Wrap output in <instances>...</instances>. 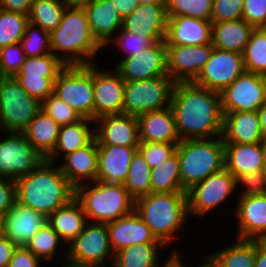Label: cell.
Wrapping results in <instances>:
<instances>
[{
    "label": "cell",
    "mask_w": 266,
    "mask_h": 267,
    "mask_svg": "<svg viewBox=\"0 0 266 267\" xmlns=\"http://www.w3.org/2000/svg\"><path fill=\"white\" fill-rule=\"evenodd\" d=\"M170 106L180 140L222 136L224 114L220 93L194 82L174 84Z\"/></svg>",
    "instance_id": "6da1fadb"
},
{
    "label": "cell",
    "mask_w": 266,
    "mask_h": 267,
    "mask_svg": "<svg viewBox=\"0 0 266 267\" xmlns=\"http://www.w3.org/2000/svg\"><path fill=\"white\" fill-rule=\"evenodd\" d=\"M16 202L48 217L75 198V187L57 163L43 160L27 175L15 180Z\"/></svg>",
    "instance_id": "7a4b0ae2"
},
{
    "label": "cell",
    "mask_w": 266,
    "mask_h": 267,
    "mask_svg": "<svg viewBox=\"0 0 266 267\" xmlns=\"http://www.w3.org/2000/svg\"><path fill=\"white\" fill-rule=\"evenodd\" d=\"M51 53L66 66L94 64L104 47L92 34L83 7L67 6L62 21L50 33Z\"/></svg>",
    "instance_id": "3957f363"
},
{
    "label": "cell",
    "mask_w": 266,
    "mask_h": 267,
    "mask_svg": "<svg viewBox=\"0 0 266 267\" xmlns=\"http://www.w3.org/2000/svg\"><path fill=\"white\" fill-rule=\"evenodd\" d=\"M135 212L165 248L173 244L177 234L184 237L189 222L186 193H150L139 197L135 200Z\"/></svg>",
    "instance_id": "277c9868"
},
{
    "label": "cell",
    "mask_w": 266,
    "mask_h": 267,
    "mask_svg": "<svg viewBox=\"0 0 266 267\" xmlns=\"http://www.w3.org/2000/svg\"><path fill=\"white\" fill-rule=\"evenodd\" d=\"M75 199L89 222L107 224L135 211V199L124 184L83 183L75 187Z\"/></svg>",
    "instance_id": "5b68a950"
},
{
    "label": "cell",
    "mask_w": 266,
    "mask_h": 267,
    "mask_svg": "<svg viewBox=\"0 0 266 267\" xmlns=\"http://www.w3.org/2000/svg\"><path fill=\"white\" fill-rule=\"evenodd\" d=\"M180 161V176L186 192L212 173L225 167L222 136L209 139L182 140L176 147Z\"/></svg>",
    "instance_id": "8992f818"
},
{
    "label": "cell",
    "mask_w": 266,
    "mask_h": 267,
    "mask_svg": "<svg viewBox=\"0 0 266 267\" xmlns=\"http://www.w3.org/2000/svg\"><path fill=\"white\" fill-rule=\"evenodd\" d=\"M41 110L15 77H0V132H23ZM3 130V131H2Z\"/></svg>",
    "instance_id": "52a82bcc"
},
{
    "label": "cell",
    "mask_w": 266,
    "mask_h": 267,
    "mask_svg": "<svg viewBox=\"0 0 266 267\" xmlns=\"http://www.w3.org/2000/svg\"><path fill=\"white\" fill-rule=\"evenodd\" d=\"M53 94L81 118L94 120L93 64L66 66L54 82Z\"/></svg>",
    "instance_id": "ba28073f"
},
{
    "label": "cell",
    "mask_w": 266,
    "mask_h": 267,
    "mask_svg": "<svg viewBox=\"0 0 266 267\" xmlns=\"http://www.w3.org/2000/svg\"><path fill=\"white\" fill-rule=\"evenodd\" d=\"M236 191V178L225 167L212 173L186 191L190 218L195 216L203 220L206 214L209 216L208 213L217 211L221 204L232 198Z\"/></svg>",
    "instance_id": "9c48e42d"
},
{
    "label": "cell",
    "mask_w": 266,
    "mask_h": 267,
    "mask_svg": "<svg viewBox=\"0 0 266 267\" xmlns=\"http://www.w3.org/2000/svg\"><path fill=\"white\" fill-rule=\"evenodd\" d=\"M63 260L99 267H112L114 253L106 224L87 222L83 231L67 245ZM108 264V265H107Z\"/></svg>",
    "instance_id": "30bf717a"
},
{
    "label": "cell",
    "mask_w": 266,
    "mask_h": 267,
    "mask_svg": "<svg viewBox=\"0 0 266 267\" xmlns=\"http://www.w3.org/2000/svg\"><path fill=\"white\" fill-rule=\"evenodd\" d=\"M174 84L170 77L125 82L123 113L137 117L169 107Z\"/></svg>",
    "instance_id": "8fae6325"
},
{
    "label": "cell",
    "mask_w": 266,
    "mask_h": 267,
    "mask_svg": "<svg viewBox=\"0 0 266 267\" xmlns=\"http://www.w3.org/2000/svg\"><path fill=\"white\" fill-rule=\"evenodd\" d=\"M4 134L6 138H0V177L15 181L34 170L45 158L23 132Z\"/></svg>",
    "instance_id": "7c38bea8"
},
{
    "label": "cell",
    "mask_w": 266,
    "mask_h": 267,
    "mask_svg": "<svg viewBox=\"0 0 266 267\" xmlns=\"http://www.w3.org/2000/svg\"><path fill=\"white\" fill-rule=\"evenodd\" d=\"M220 96L223 114L257 111L266 102V76L244 71Z\"/></svg>",
    "instance_id": "4fadbf2b"
},
{
    "label": "cell",
    "mask_w": 266,
    "mask_h": 267,
    "mask_svg": "<svg viewBox=\"0 0 266 267\" xmlns=\"http://www.w3.org/2000/svg\"><path fill=\"white\" fill-rule=\"evenodd\" d=\"M245 71L243 55L214 47L194 83L221 93Z\"/></svg>",
    "instance_id": "5bb4252c"
},
{
    "label": "cell",
    "mask_w": 266,
    "mask_h": 267,
    "mask_svg": "<svg viewBox=\"0 0 266 267\" xmlns=\"http://www.w3.org/2000/svg\"><path fill=\"white\" fill-rule=\"evenodd\" d=\"M114 69L125 82L169 77L165 40L154 43L136 56L119 60Z\"/></svg>",
    "instance_id": "9a60e30c"
},
{
    "label": "cell",
    "mask_w": 266,
    "mask_h": 267,
    "mask_svg": "<svg viewBox=\"0 0 266 267\" xmlns=\"http://www.w3.org/2000/svg\"><path fill=\"white\" fill-rule=\"evenodd\" d=\"M93 64L94 121L106 115L122 114L125 81L113 68L100 70Z\"/></svg>",
    "instance_id": "2e32d148"
},
{
    "label": "cell",
    "mask_w": 266,
    "mask_h": 267,
    "mask_svg": "<svg viewBox=\"0 0 266 267\" xmlns=\"http://www.w3.org/2000/svg\"><path fill=\"white\" fill-rule=\"evenodd\" d=\"M167 73L175 82H193L214 50L212 43L197 46H166Z\"/></svg>",
    "instance_id": "e0dca14e"
},
{
    "label": "cell",
    "mask_w": 266,
    "mask_h": 267,
    "mask_svg": "<svg viewBox=\"0 0 266 267\" xmlns=\"http://www.w3.org/2000/svg\"><path fill=\"white\" fill-rule=\"evenodd\" d=\"M237 200L232 212L238 227L235 238L266 240V195L237 196Z\"/></svg>",
    "instance_id": "ac0fdd59"
},
{
    "label": "cell",
    "mask_w": 266,
    "mask_h": 267,
    "mask_svg": "<svg viewBox=\"0 0 266 267\" xmlns=\"http://www.w3.org/2000/svg\"><path fill=\"white\" fill-rule=\"evenodd\" d=\"M97 145H120L138 147L139 126L136 116L114 114L99 117L94 121Z\"/></svg>",
    "instance_id": "d6986e66"
},
{
    "label": "cell",
    "mask_w": 266,
    "mask_h": 267,
    "mask_svg": "<svg viewBox=\"0 0 266 267\" xmlns=\"http://www.w3.org/2000/svg\"><path fill=\"white\" fill-rule=\"evenodd\" d=\"M47 223V217L16 202L0 219L2 235L24 246Z\"/></svg>",
    "instance_id": "ffe728a7"
},
{
    "label": "cell",
    "mask_w": 266,
    "mask_h": 267,
    "mask_svg": "<svg viewBox=\"0 0 266 267\" xmlns=\"http://www.w3.org/2000/svg\"><path fill=\"white\" fill-rule=\"evenodd\" d=\"M166 46L212 43V22L189 16H168Z\"/></svg>",
    "instance_id": "44dd1931"
},
{
    "label": "cell",
    "mask_w": 266,
    "mask_h": 267,
    "mask_svg": "<svg viewBox=\"0 0 266 267\" xmlns=\"http://www.w3.org/2000/svg\"><path fill=\"white\" fill-rule=\"evenodd\" d=\"M113 253L138 243H161L149 226L134 211L120 219L106 224Z\"/></svg>",
    "instance_id": "7402d4cb"
},
{
    "label": "cell",
    "mask_w": 266,
    "mask_h": 267,
    "mask_svg": "<svg viewBox=\"0 0 266 267\" xmlns=\"http://www.w3.org/2000/svg\"><path fill=\"white\" fill-rule=\"evenodd\" d=\"M97 147L98 172L96 180L106 183L124 184L137 147L120 145H97Z\"/></svg>",
    "instance_id": "603a6c76"
},
{
    "label": "cell",
    "mask_w": 266,
    "mask_h": 267,
    "mask_svg": "<svg viewBox=\"0 0 266 267\" xmlns=\"http://www.w3.org/2000/svg\"><path fill=\"white\" fill-rule=\"evenodd\" d=\"M167 21L166 5L139 4L123 19L122 28L145 38H165Z\"/></svg>",
    "instance_id": "cb8c5ba5"
},
{
    "label": "cell",
    "mask_w": 266,
    "mask_h": 267,
    "mask_svg": "<svg viewBox=\"0 0 266 267\" xmlns=\"http://www.w3.org/2000/svg\"><path fill=\"white\" fill-rule=\"evenodd\" d=\"M64 159V160H63ZM58 166L69 182L77 187L95 182L98 172V147L94 138L88 145L64 156Z\"/></svg>",
    "instance_id": "d4e9b609"
},
{
    "label": "cell",
    "mask_w": 266,
    "mask_h": 267,
    "mask_svg": "<svg viewBox=\"0 0 266 267\" xmlns=\"http://www.w3.org/2000/svg\"><path fill=\"white\" fill-rule=\"evenodd\" d=\"M140 142L179 143L171 106L137 116Z\"/></svg>",
    "instance_id": "484cf974"
},
{
    "label": "cell",
    "mask_w": 266,
    "mask_h": 267,
    "mask_svg": "<svg viewBox=\"0 0 266 267\" xmlns=\"http://www.w3.org/2000/svg\"><path fill=\"white\" fill-rule=\"evenodd\" d=\"M83 8L93 36L105 47L122 28V17L110 0H94Z\"/></svg>",
    "instance_id": "4316f807"
},
{
    "label": "cell",
    "mask_w": 266,
    "mask_h": 267,
    "mask_svg": "<svg viewBox=\"0 0 266 267\" xmlns=\"http://www.w3.org/2000/svg\"><path fill=\"white\" fill-rule=\"evenodd\" d=\"M263 135L257 111L224 114L222 139L224 143H260Z\"/></svg>",
    "instance_id": "83f0119b"
},
{
    "label": "cell",
    "mask_w": 266,
    "mask_h": 267,
    "mask_svg": "<svg viewBox=\"0 0 266 267\" xmlns=\"http://www.w3.org/2000/svg\"><path fill=\"white\" fill-rule=\"evenodd\" d=\"M94 124L92 119L81 118L74 124L62 125L56 145L45 160L58 164L60 155L63 158L69 153L88 145L95 138V126L92 127Z\"/></svg>",
    "instance_id": "f1b7e54d"
},
{
    "label": "cell",
    "mask_w": 266,
    "mask_h": 267,
    "mask_svg": "<svg viewBox=\"0 0 266 267\" xmlns=\"http://www.w3.org/2000/svg\"><path fill=\"white\" fill-rule=\"evenodd\" d=\"M225 168L235 178L264 169L260 143H224Z\"/></svg>",
    "instance_id": "f546056e"
},
{
    "label": "cell",
    "mask_w": 266,
    "mask_h": 267,
    "mask_svg": "<svg viewBox=\"0 0 266 267\" xmlns=\"http://www.w3.org/2000/svg\"><path fill=\"white\" fill-rule=\"evenodd\" d=\"M47 222L67 246L83 231L88 220L80 203L73 198L50 214Z\"/></svg>",
    "instance_id": "4dcf8cb0"
},
{
    "label": "cell",
    "mask_w": 266,
    "mask_h": 267,
    "mask_svg": "<svg viewBox=\"0 0 266 267\" xmlns=\"http://www.w3.org/2000/svg\"><path fill=\"white\" fill-rule=\"evenodd\" d=\"M254 28L244 19L212 23V45L242 54Z\"/></svg>",
    "instance_id": "1f68e13d"
},
{
    "label": "cell",
    "mask_w": 266,
    "mask_h": 267,
    "mask_svg": "<svg viewBox=\"0 0 266 267\" xmlns=\"http://www.w3.org/2000/svg\"><path fill=\"white\" fill-rule=\"evenodd\" d=\"M60 125L40 110L23 131L35 149L46 158L56 145Z\"/></svg>",
    "instance_id": "d6a6232c"
},
{
    "label": "cell",
    "mask_w": 266,
    "mask_h": 267,
    "mask_svg": "<svg viewBox=\"0 0 266 267\" xmlns=\"http://www.w3.org/2000/svg\"><path fill=\"white\" fill-rule=\"evenodd\" d=\"M162 243H138L114 254L112 267H157L161 262Z\"/></svg>",
    "instance_id": "836d02e7"
},
{
    "label": "cell",
    "mask_w": 266,
    "mask_h": 267,
    "mask_svg": "<svg viewBox=\"0 0 266 267\" xmlns=\"http://www.w3.org/2000/svg\"><path fill=\"white\" fill-rule=\"evenodd\" d=\"M207 256L217 267H255V239H239Z\"/></svg>",
    "instance_id": "e575fe53"
},
{
    "label": "cell",
    "mask_w": 266,
    "mask_h": 267,
    "mask_svg": "<svg viewBox=\"0 0 266 267\" xmlns=\"http://www.w3.org/2000/svg\"><path fill=\"white\" fill-rule=\"evenodd\" d=\"M150 186L151 193H186L181 183L177 152L151 169Z\"/></svg>",
    "instance_id": "d590c367"
},
{
    "label": "cell",
    "mask_w": 266,
    "mask_h": 267,
    "mask_svg": "<svg viewBox=\"0 0 266 267\" xmlns=\"http://www.w3.org/2000/svg\"><path fill=\"white\" fill-rule=\"evenodd\" d=\"M66 7L64 0H35L28 14L29 22L50 34L60 25Z\"/></svg>",
    "instance_id": "8d00e7d4"
},
{
    "label": "cell",
    "mask_w": 266,
    "mask_h": 267,
    "mask_svg": "<svg viewBox=\"0 0 266 267\" xmlns=\"http://www.w3.org/2000/svg\"><path fill=\"white\" fill-rule=\"evenodd\" d=\"M245 71L266 76V28H254L242 53Z\"/></svg>",
    "instance_id": "74e56055"
},
{
    "label": "cell",
    "mask_w": 266,
    "mask_h": 267,
    "mask_svg": "<svg viewBox=\"0 0 266 267\" xmlns=\"http://www.w3.org/2000/svg\"><path fill=\"white\" fill-rule=\"evenodd\" d=\"M61 240L59 234L48 224V222L28 241L24 246L36 255L43 262L54 261L57 259L60 245L67 247Z\"/></svg>",
    "instance_id": "f35d334b"
},
{
    "label": "cell",
    "mask_w": 266,
    "mask_h": 267,
    "mask_svg": "<svg viewBox=\"0 0 266 267\" xmlns=\"http://www.w3.org/2000/svg\"><path fill=\"white\" fill-rule=\"evenodd\" d=\"M150 174L149 164L137 150L133 155L128 176L124 183V187L135 200L151 193Z\"/></svg>",
    "instance_id": "ab89813d"
},
{
    "label": "cell",
    "mask_w": 266,
    "mask_h": 267,
    "mask_svg": "<svg viewBox=\"0 0 266 267\" xmlns=\"http://www.w3.org/2000/svg\"><path fill=\"white\" fill-rule=\"evenodd\" d=\"M28 23V15L0 9V48L19 43Z\"/></svg>",
    "instance_id": "60d3db41"
},
{
    "label": "cell",
    "mask_w": 266,
    "mask_h": 267,
    "mask_svg": "<svg viewBox=\"0 0 266 267\" xmlns=\"http://www.w3.org/2000/svg\"><path fill=\"white\" fill-rule=\"evenodd\" d=\"M66 65L54 54L40 57H26L20 71L15 76H40L57 78Z\"/></svg>",
    "instance_id": "b9f144b4"
},
{
    "label": "cell",
    "mask_w": 266,
    "mask_h": 267,
    "mask_svg": "<svg viewBox=\"0 0 266 267\" xmlns=\"http://www.w3.org/2000/svg\"><path fill=\"white\" fill-rule=\"evenodd\" d=\"M165 38H145L141 37L140 34H133L128 31H125L121 28L113 37L108 44L104 47L108 49L110 45H115L117 52L121 51L124 55L123 58L125 59L131 56H136L142 51L146 50L154 43L163 41ZM114 43V44H113ZM126 55V56H125Z\"/></svg>",
    "instance_id": "7bdbcfd3"
},
{
    "label": "cell",
    "mask_w": 266,
    "mask_h": 267,
    "mask_svg": "<svg viewBox=\"0 0 266 267\" xmlns=\"http://www.w3.org/2000/svg\"><path fill=\"white\" fill-rule=\"evenodd\" d=\"M213 0H167V16H189L211 21Z\"/></svg>",
    "instance_id": "ee69618b"
},
{
    "label": "cell",
    "mask_w": 266,
    "mask_h": 267,
    "mask_svg": "<svg viewBox=\"0 0 266 267\" xmlns=\"http://www.w3.org/2000/svg\"><path fill=\"white\" fill-rule=\"evenodd\" d=\"M20 44L26 57H40L51 53L50 34L29 22Z\"/></svg>",
    "instance_id": "f6af8a7d"
},
{
    "label": "cell",
    "mask_w": 266,
    "mask_h": 267,
    "mask_svg": "<svg viewBox=\"0 0 266 267\" xmlns=\"http://www.w3.org/2000/svg\"><path fill=\"white\" fill-rule=\"evenodd\" d=\"M41 110L53 118L60 126L74 124L81 117L65 101L54 94L41 102Z\"/></svg>",
    "instance_id": "bcb514c9"
},
{
    "label": "cell",
    "mask_w": 266,
    "mask_h": 267,
    "mask_svg": "<svg viewBox=\"0 0 266 267\" xmlns=\"http://www.w3.org/2000/svg\"><path fill=\"white\" fill-rule=\"evenodd\" d=\"M25 58L20 42L0 48V77H14Z\"/></svg>",
    "instance_id": "7dc6e473"
},
{
    "label": "cell",
    "mask_w": 266,
    "mask_h": 267,
    "mask_svg": "<svg viewBox=\"0 0 266 267\" xmlns=\"http://www.w3.org/2000/svg\"><path fill=\"white\" fill-rule=\"evenodd\" d=\"M178 143L140 142L137 150L152 169L176 152Z\"/></svg>",
    "instance_id": "c3c4849f"
},
{
    "label": "cell",
    "mask_w": 266,
    "mask_h": 267,
    "mask_svg": "<svg viewBox=\"0 0 266 267\" xmlns=\"http://www.w3.org/2000/svg\"><path fill=\"white\" fill-rule=\"evenodd\" d=\"M21 87L32 97L40 102L53 94L54 82L57 78L40 76H14Z\"/></svg>",
    "instance_id": "681fc988"
},
{
    "label": "cell",
    "mask_w": 266,
    "mask_h": 267,
    "mask_svg": "<svg viewBox=\"0 0 266 267\" xmlns=\"http://www.w3.org/2000/svg\"><path fill=\"white\" fill-rule=\"evenodd\" d=\"M244 0H213L211 22L243 19Z\"/></svg>",
    "instance_id": "f907efd6"
},
{
    "label": "cell",
    "mask_w": 266,
    "mask_h": 267,
    "mask_svg": "<svg viewBox=\"0 0 266 267\" xmlns=\"http://www.w3.org/2000/svg\"><path fill=\"white\" fill-rule=\"evenodd\" d=\"M237 190L242 186V191L237 196L266 195V171L259 170L242 175L236 179ZM241 185V186H240Z\"/></svg>",
    "instance_id": "816d5d0a"
},
{
    "label": "cell",
    "mask_w": 266,
    "mask_h": 267,
    "mask_svg": "<svg viewBox=\"0 0 266 267\" xmlns=\"http://www.w3.org/2000/svg\"><path fill=\"white\" fill-rule=\"evenodd\" d=\"M243 19L253 28H266V0H244Z\"/></svg>",
    "instance_id": "f5cc1de1"
},
{
    "label": "cell",
    "mask_w": 266,
    "mask_h": 267,
    "mask_svg": "<svg viewBox=\"0 0 266 267\" xmlns=\"http://www.w3.org/2000/svg\"><path fill=\"white\" fill-rule=\"evenodd\" d=\"M16 203L15 181L0 177V219Z\"/></svg>",
    "instance_id": "db71d44e"
},
{
    "label": "cell",
    "mask_w": 266,
    "mask_h": 267,
    "mask_svg": "<svg viewBox=\"0 0 266 267\" xmlns=\"http://www.w3.org/2000/svg\"><path fill=\"white\" fill-rule=\"evenodd\" d=\"M42 260L30 252L25 246H17L8 267H41Z\"/></svg>",
    "instance_id": "11a10c76"
},
{
    "label": "cell",
    "mask_w": 266,
    "mask_h": 267,
    "mask_svg": "<svg viewBox=\"0 0 266 267\" xmlns=\"http://www.w3.org/2000/svg\"><path fill=\"white\" fill-rule=\"evenodd\" d=\"M31 0H0V9L19 12L28 15L31 9Z\"/></svg>",
    "instance_id": "9f6ffc18"
},
{
    "label": "cell",
    "mask_w": 266,
    "mask_h": 267,
    "mask_svg": "<svg viewBox=\"0 0 266 267\" xmlns=\"http://www.w3.org/2000/svg\"><path fill=\"white\" fill-rule=\"evenodd\" d=\"M17 245L10 241L7 237L0 235V267H8Z\"/></svg>",
    "instance_id": "6f0895ef"
},
{
    "label": "cell",
    "mask_w": 266,
    "mask_h": 267,
    "mask_svg": "<svg viewBox=\"0 0 266 267\" xmlns=\"http://www.w3.org/2000/svg\"><path fill=\"white\" fill-rule=\"evenodd\" d=\"M115 6L116 10L124 19L129 14L133 13L138 7L139 3L137 0H110Z\"/></svg>",
    "instance_id": "680465c9"
},
{
    "label": "cell",
    "mask_w": 266,
    "mask_h": 267,
    "mask_svg": "<svg viewBox=\"0 0 266 267\" xmlns=\"http://www.w3.org/2000/svg\"><path fill=\"white\" fill-rule=\"evenodd\" d=\"M172 248L170 255L167 257L165 261L162 260V263H160L157 267H186L183 258L181 256L179 249H173Z\"/></svg>",
    "instance_id": "91938a15"
},
{
    "label": "cell",
    "mask_w": 266,
    "mask_h": 267,
    "mask_svg": "<svg viewBox=\"0 0 266 267\" xmlns=\"http://www.w3.org/2000/svg\"><path fill=\"white\" fill-rule=\"evenodd\" d=\"M255 267H266V240L255 239Z\"/></svg>",
    "instance_id": "94428289"
},
{
    "label": "cell",
    "mask_w": 266,
    "mask_h": 267,
    "mask_svg": "<svg viewBox=\"0 0 266 267\" xmlns=\"http://www.w3.org/2000/svg\"><path fill=\"white\" fill-rule=\"evenodd\" d=\"M263 137H266V102L257 110Z\"/></svg>",
    "instance_id": "6125c7cd"
},
{
    "label": "cell",
    "mask_w": 266,
    "mask_h": 267,
    "mask_svg": "<svg viewBox=\"0 0 266 267\" xmlns=\"http://www.w3.org/2000/svg\"><path fill=\"white\" fill-rule=\"evenodd\" d=\"M67 6H76V7H83L87 4H90L94 0H64Z\"/></svg>",
    "instance_id": "be15d7a7"
},
{
    "label": "cell",
    "mask_w": 266,
    "mask_h": 267,
    "mask_svg": "<svg viewBox=\"0 0 266 267\" xmlns=\"http://www.w3.org/2000/svg\"><path fill=\"white\" fill-rule=\"evenodd\" d=\"M60 267H99V266L79 264V263L71 262L69 260H65V263H63V265L61 264Z\"/></svg>",
    "instance_id": "e7e4bbea"
},
{
    "label": "cell",
    "mask_w": 266,
    "mask_h": 267,
    "mask_svg": "<svg viewBox=\"0 0 266 267\" xmlns=\"http://www.w3.org/2000/svg\"><path fill=\"white\" fill-rule=\"evenodd\" d=\"M139 4L166 5L167 0H137Z\"/></svg>",
    "instance_id": "03108f58"
},
{
    "label": "cell",
    "mask_w": 266,
    "mask_h": 267,
    "mask_svg": "<svg viewBox=\"0 0 266 267\" xmlns=\"http://www.w3.org/2000/svg\"><path fill=\"white\" fill-rule=\"evenodd\" d=\"M202 258L203 262L197 267H217L207 255L203 256ZM186 267L188 266L186 265Z\"/></svg>",
    "instance_id": "003e7915"
},
{
    "label": "cell",
    "mask_w": 266,
    "mask_h": 267,
    "mask_svg": "<svg viewBox=\"0 0 266 267\" xmlns=\"http://www.w3.org/2000/svg\"><path fill=\"white\" fill-rule=\"evenodd\" d=\"M262 156H263V162H264V169L266 171V137H263L260 141Z\"/></svg>",
    "instance_id": "a7ac6f4b"
}]
</instances>
